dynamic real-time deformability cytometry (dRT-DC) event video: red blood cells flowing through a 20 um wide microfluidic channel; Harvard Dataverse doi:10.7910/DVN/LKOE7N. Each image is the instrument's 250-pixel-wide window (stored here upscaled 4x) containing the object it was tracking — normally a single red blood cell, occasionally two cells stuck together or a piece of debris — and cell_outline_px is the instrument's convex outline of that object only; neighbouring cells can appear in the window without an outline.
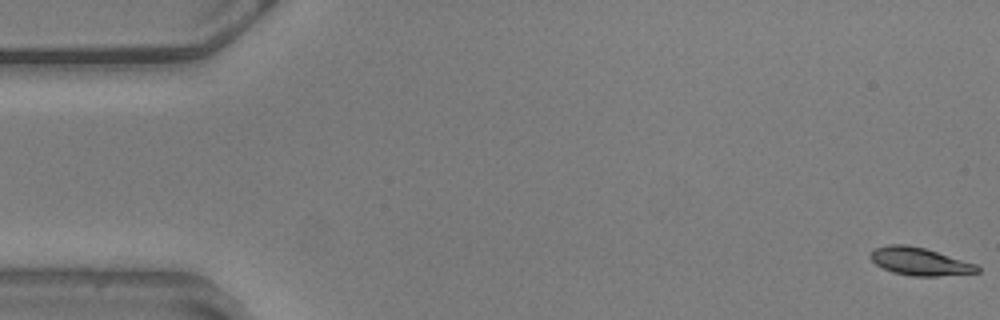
{"species": "common noctule bat (a hibernating species)", "species_latin": "Nyctalus noctula", "temperature_condition": "warm", "stored_images_in_passage": 12, "camera_frame_rate_fps": 3000, "um_per_image_px": 0.085, "animal": {"sex": "male", "body_mass_g": 20.5, "forearm_length_mm": 52.5}, "frame": {"image": 1, "passage_image": 1, "time_ms": 0.0, "image_size_px": [1000, 320], "cell_outline_px": [[980, 272], [936, 276], [912, 276], [892, 272], [876, 264], [872, 260], [872, 252], [876, 248], [888, 244], [904, 244], [924, 248], [976, 264], [980, 268]], "centroid_in_image_um": [78.19, 22.23], "position_along_channel_um": 6.8, "area_um2": 16.94}}